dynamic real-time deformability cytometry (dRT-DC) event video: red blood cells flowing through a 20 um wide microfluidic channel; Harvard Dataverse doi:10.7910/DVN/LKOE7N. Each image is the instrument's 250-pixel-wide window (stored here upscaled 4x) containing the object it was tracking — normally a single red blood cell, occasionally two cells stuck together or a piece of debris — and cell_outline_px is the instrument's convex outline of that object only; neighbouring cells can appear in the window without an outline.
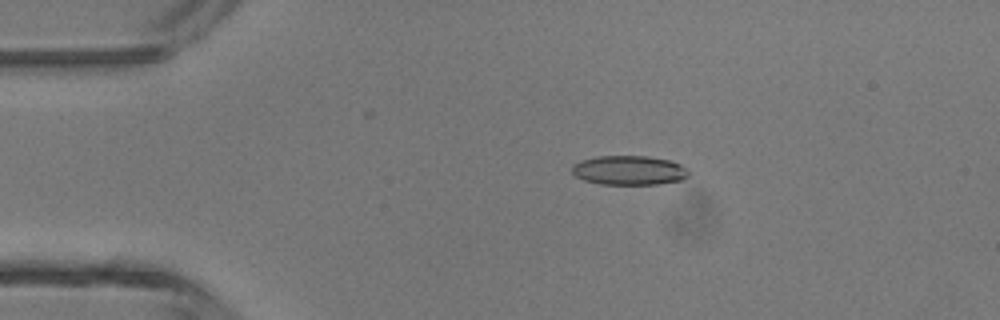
{"species": "common noctule bat (a hibernating species)", "species_latin": "Nyctalus noctula", "temperature_condition": "room temperature", "stored_images_in_passage": 4, "camera_frame_rate_fps": 3000, "um_per_image_px": 0.085, "animal": {"sex": "male", "body_mass_g": 13.3}, "frame": {"image": 1, "passage_image": 3, "time_ms": 0.667, "image_size_px": [1000, 320], "cell_outline_px": [[688, 176], [680, 180], [656, 184], [600, 184], [584, 180], [576, 176], [572, 172], [572, 164], [580, 160], [596, 156], [648, 156], [668, 160], [680, 164], [688, 172]], "centroid_in_image_um": [53.42, 14.47], "position_along_channel_um": 31.6, "area_um2": 19.83}}